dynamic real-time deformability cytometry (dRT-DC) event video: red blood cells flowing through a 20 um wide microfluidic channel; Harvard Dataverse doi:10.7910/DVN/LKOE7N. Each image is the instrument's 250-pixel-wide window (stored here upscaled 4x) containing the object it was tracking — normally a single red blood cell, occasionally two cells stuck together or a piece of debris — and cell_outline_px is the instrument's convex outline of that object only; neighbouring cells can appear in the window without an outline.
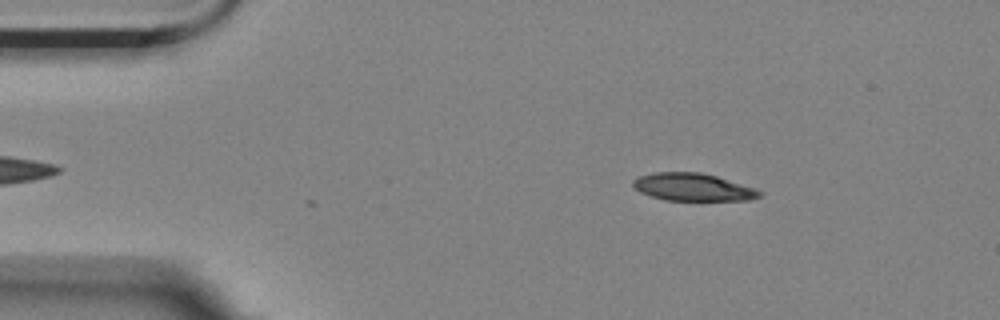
{"species": "Egyptian fruit bat (a non-hibernating species)", "species_latin": "Rousettus aegyptiacus", "temperature_condition": "room temperature", "stored_images_in_passage": 5, "camera_frame_rate_fps": 3000, "um_per_image_px": 0.085, "animal": {"sex": "female"}, "frame": {"image": 1, "passage_image": 5, "time_ms": 1.333, "image_size_px": [1000, 320], "cell_outline_px": [[764, 192], [760, 196], [748, 200], [664, 200], [640, 192], [632, 184], [632, 180], [640, 176], [656, 172], [700, 172], [716, 176]], "centroid_in_image_um": [58.87, 15.9], "position_along_channel_um": 26.1, "area_um2": 20.0}}